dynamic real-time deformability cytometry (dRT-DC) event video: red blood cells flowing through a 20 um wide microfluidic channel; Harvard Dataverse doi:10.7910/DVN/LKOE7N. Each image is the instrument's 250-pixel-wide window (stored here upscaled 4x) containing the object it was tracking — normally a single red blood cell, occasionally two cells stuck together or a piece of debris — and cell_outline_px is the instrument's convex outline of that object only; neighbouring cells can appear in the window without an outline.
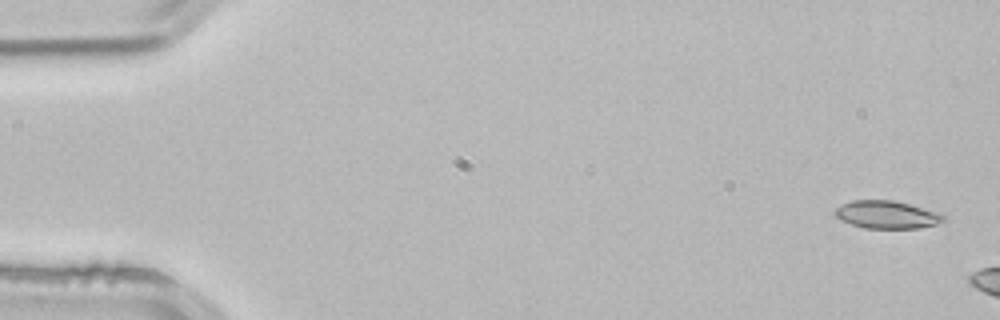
{"species": "common noctule bat (a hibernating species)", "species_latin": "Nyctalus noctula", "temperature_condition": "room temperature", "stored_images_in_passage": 3, "camera_frame_rate_fps": 3000, "um_per_image_px": 0.085, "animal": {"sex": "male", "body_mass_g": 21.5, "forearm_length_mm": 52.0}, "frame": {"image": 1, "passage_image": 1, "time_ms": 0.0, "image_size_px": [1000, 320], "cell_outline_px": [[944, 220], [936, 224], [920, 228], [864, 228], [840, 220], [832, 212], [836, 208], [852, 200], [892, 200], [940, 212], [944, 216]], "centroid_in_image_um": [75.37, 18.25], "position_along_channel_um": 9.6, "area_um2": 17.46}}